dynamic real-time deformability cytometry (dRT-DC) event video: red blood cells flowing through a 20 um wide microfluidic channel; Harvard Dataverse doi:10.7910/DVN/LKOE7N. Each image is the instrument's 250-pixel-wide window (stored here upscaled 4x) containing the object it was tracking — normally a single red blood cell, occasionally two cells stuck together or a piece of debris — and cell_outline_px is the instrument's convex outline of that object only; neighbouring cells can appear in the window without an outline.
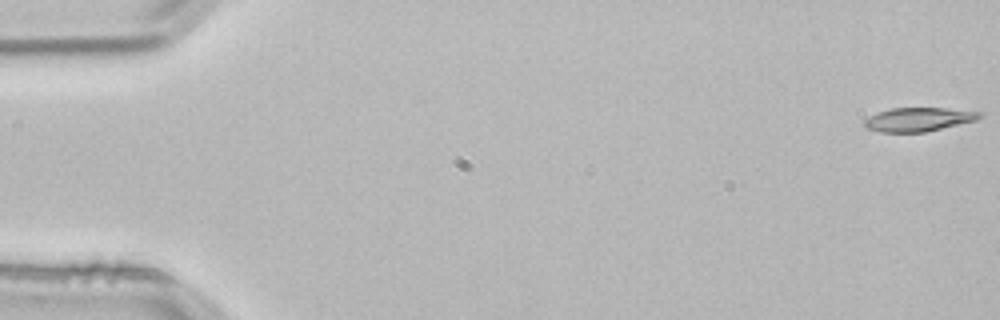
{"species": "common noctule bat (a hibernating species)", "species_latin": "Nyctalus noctula", "temperature_condition": "room temperature", "stored_images_in_passage": 4, "camera_frame_rate_fps": 3000, "um_per_image_px": 0.085, "animal": {"sex": "male", "body_mass_g": 21.5, "forearm_length_mm": 52.0}, "frame": {"image": 1, "passage_image": 1, "time_ms": 0.0, "image_size_px": [1000, 320], "cell_outline_px": [[984, 116], [976, 120], [924, 132], [880, 132], [864, 128], [864, 120], [880, 112], [892, 108], [944, 108], [984, 112]], "centroid_in_image_um": [78.1, 10.15], "position_along_channel_um": 6.9, "area_um2": 15.84}}
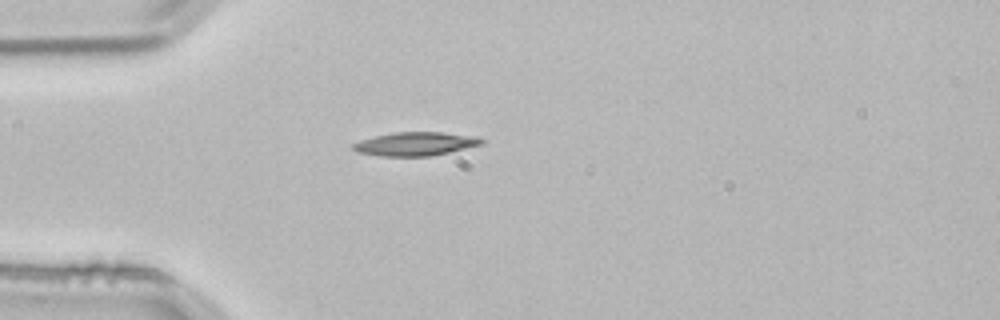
{"frame": {"image": 2, "passage_image": 4, "time_ms": 1.0, "image_size_px": [1000, 320], "cell_outline_px": [[484, 144], [432, 156], [380, 156], [356, 152], [352, 148], [352, 144], [360, 140], [392, 132], [440, 132], [472, 136], [484, 140]], "centroid_in_image_um": [35.28, 12.23], "position_along_channel_um": 49.7, "area_um2": 17.63}}